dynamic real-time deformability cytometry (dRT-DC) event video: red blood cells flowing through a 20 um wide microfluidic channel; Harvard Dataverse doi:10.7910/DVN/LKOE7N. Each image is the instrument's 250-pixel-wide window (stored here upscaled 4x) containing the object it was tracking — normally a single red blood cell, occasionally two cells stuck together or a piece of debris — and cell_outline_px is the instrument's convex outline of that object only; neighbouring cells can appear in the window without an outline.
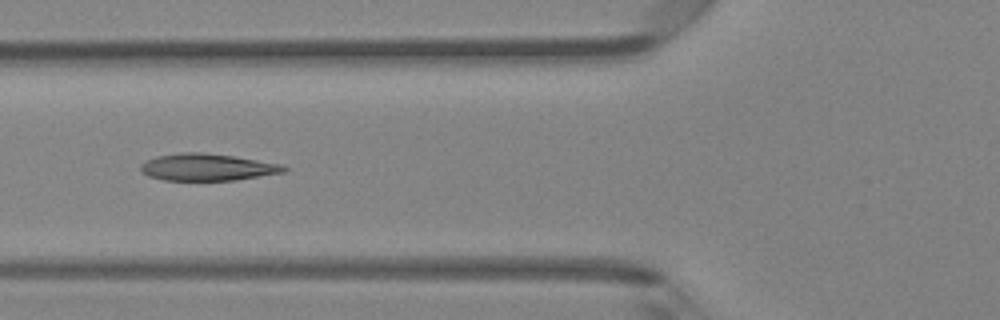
{"species": "Egyptian fruit bat (a non-hibernating species)", "species_latin": "Rousettus aegyptiacus", "temperature_condition": "room temperature", "stored_images_in_passage": 5, "camera_frame_rate_fps": 3000, "um_per_image_px": 0.085, "animal": {"sex": "female"}, "frame": {"image": 1, "passage_image": 5, "time_ms": 1.333, "image_size_px": [1000, 320], "cell_outline_px": [[288, 168], [284, 172], [236, 180], [164, 180], [148, 176], [140, 168], [140, 164], [156, 156], [180, 152], [200, 152], [232, 156], [284, 164]], "centroid_in_image_um": [17.63, 14.21], "position_along_channel_um": 108.2, "area_um2": 22.43}}